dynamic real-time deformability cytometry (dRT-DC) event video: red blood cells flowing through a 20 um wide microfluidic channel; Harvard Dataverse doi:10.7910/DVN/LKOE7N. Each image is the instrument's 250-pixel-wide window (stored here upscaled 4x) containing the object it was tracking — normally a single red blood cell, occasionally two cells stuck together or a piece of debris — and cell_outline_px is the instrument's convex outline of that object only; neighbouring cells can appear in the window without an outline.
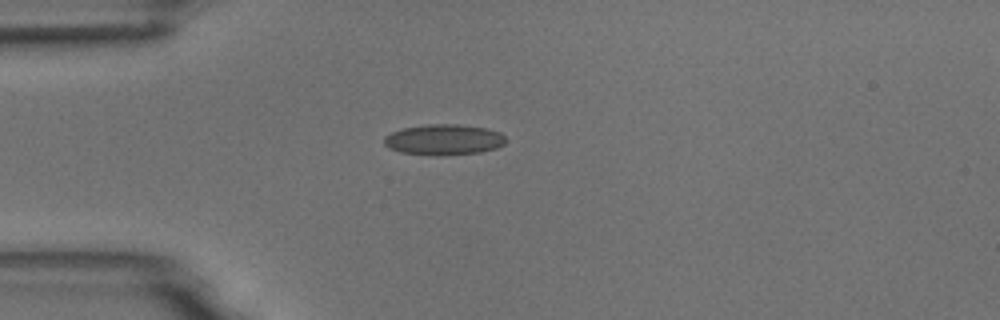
{"species": "common noctule bat (a hibernating species)", "species_latin": "Nyctalus noctula", "temperature_condition": "room temperature", "stored_images_in_passage": 1, "camera_frame_rate_fps": 3000, "um_per_image_px": 0.085, "animal": {"sex": "male", "body_mass_g": 18.8}, "frame": {"image": 1, "passage_image": 1, "time_ms": 0.0, "image_size_px": [1000, 320], "cell_outline_px": [[504, 144], [496, 148], [480, 152], [444, 156], [436, 156], [400, 152], [388, 148], [384, 144], [384, 136], [392, 132], [404, 128], [428, 124], [456, 124], [488, 128], [500, 132], [504, 136]], "centroid_in_image_um": [37.71, 11.88], "position_along_channel_um": 47.3, "area_um2": 21.91}}